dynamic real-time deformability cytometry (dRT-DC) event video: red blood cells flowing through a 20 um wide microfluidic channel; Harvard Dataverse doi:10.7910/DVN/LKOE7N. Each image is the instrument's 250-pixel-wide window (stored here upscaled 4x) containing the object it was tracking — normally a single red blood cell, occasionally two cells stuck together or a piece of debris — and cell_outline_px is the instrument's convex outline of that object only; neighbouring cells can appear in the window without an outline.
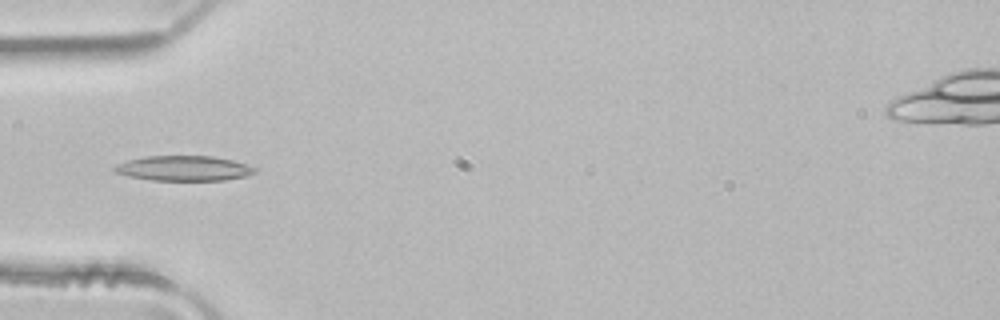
{"species": "common noctule bat (a hibernating species)", "species_latin": "Nyctalus noctula", "temperature_condition": "room temperature", "stored_images_in_passage": 3, "camera_frame_rate_fps": 3000, "um_per_image_px": 0.085, "animal": {"sex": "male", "body_mass_g": 21.5, "forearm_length_mm": 52.0}, "frame": {"image": 1, "passage_image": 3, "time_ms": 0.667, "image_size_px": [1000, 320], "cell_outline_px": [[256, 172], [244, 176], [224, 180], [152, 180], [128, 176], [116, 172], [112, 168], [116, 164], [128, 160], [144, 156], [212, 156], [232, 160], [256, 168]], "centroid_in_image_um": [15.58, 14.3], "position_along_channel_um": 69.4, "area_um2": 20.29}}